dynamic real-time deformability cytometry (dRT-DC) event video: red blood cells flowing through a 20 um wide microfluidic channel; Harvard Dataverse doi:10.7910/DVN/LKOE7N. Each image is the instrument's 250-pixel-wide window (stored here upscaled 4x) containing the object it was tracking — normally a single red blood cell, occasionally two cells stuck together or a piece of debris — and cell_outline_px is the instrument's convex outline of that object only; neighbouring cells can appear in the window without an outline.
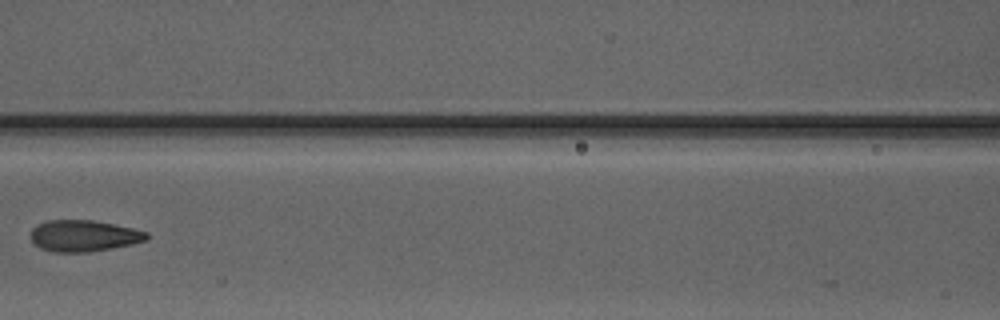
{"species": "Egyptian fruit bat (a non-hibernating species)", "species_latin": "Rousettus aegyptiacus", "temperature_condition": "warm", "stored_images_in_passage": 3, "camera_frame_rate_fps": 3000, "um_per_image_px": 0.085, "animal": {"sex": "male"}, "frame": {"image": 1, "passage_image": 3, "time_ms": 2.333, "image_size_px": [1000, 320], "cell_outline_px": [[148, 240], [132, 244], [88, 252], [56, 252], [40, 248], [32, 240], [32, 228], [36, 224], [48, 220], [92, 220], [132, 228], [148, 232]], "centroid_in_image_um": [7.12, 20.04], "position_along_channel_um": 159.5, "area_um2": 21.04}}